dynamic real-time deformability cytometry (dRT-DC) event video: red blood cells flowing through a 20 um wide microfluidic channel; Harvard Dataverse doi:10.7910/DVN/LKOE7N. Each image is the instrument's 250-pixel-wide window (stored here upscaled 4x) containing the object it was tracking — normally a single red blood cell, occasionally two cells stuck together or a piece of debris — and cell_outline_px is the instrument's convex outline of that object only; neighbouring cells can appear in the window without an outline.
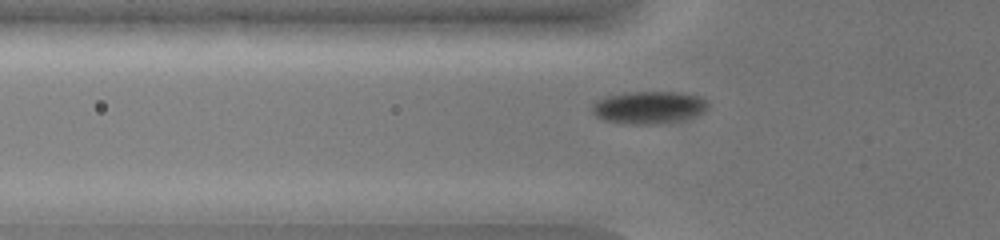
{"species": "common noctule bat (a hibernating species)", "species_latin": "Nyctalus noctula", "temperature_condition": "warm", "stored_images_in_passage": 27, "camera_frame_rate_fps": 3000, "um_per_image_px": 0.085, "animal": {"sex": "female", "body_mass_g": 19.0, "forearm_length_mm": 51.5}, "frame": {"image": 1, "passage_image": 20, "time_ms": 6.333, "image_size_px": [1000, 240], "cell_outline_px": [[708, 108], [704, 112], [688, 120], [656, 124], [628, 124], [604, 120], [596, 116], [592, 112], [592, 104], [596, 100], [604, 96], [628, 92], [676, 92], [704, 96], [708, 104]], "centroid_in_image_um": [55.19, 9.13], "position_along_channel_um": 70.6, "area_um2": 22.43}}